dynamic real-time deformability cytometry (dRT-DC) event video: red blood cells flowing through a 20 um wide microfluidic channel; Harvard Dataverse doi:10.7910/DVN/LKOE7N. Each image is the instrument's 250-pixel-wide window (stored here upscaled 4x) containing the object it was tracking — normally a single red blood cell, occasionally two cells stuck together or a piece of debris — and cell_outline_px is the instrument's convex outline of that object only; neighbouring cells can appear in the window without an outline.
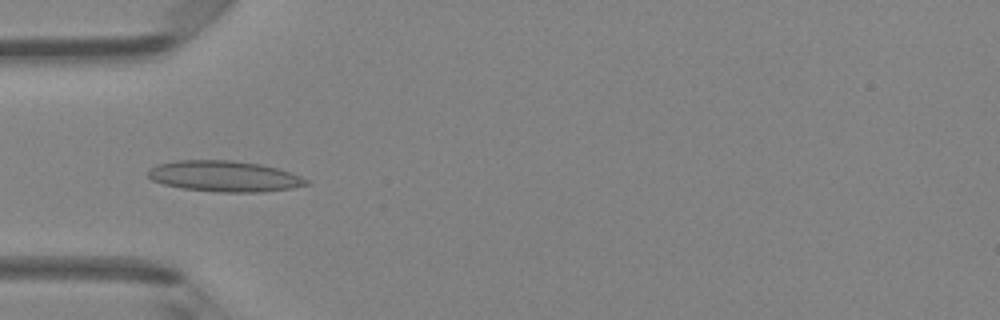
{"species": "Egyptian fruit bat (a non-hibernating species)", "species_latin": "Rousettus aegyptiacus", "temperature_condition": "room temperature", "stored_images_in_passage": 47, "camera_frame_rate_fps": 3000, "um_per_image_px": 0.085, "animal": {"sex": "female"}, "frame": {"image": 1, "passage_image": 15, "time_ms": 4.667, "image_size_px": [1000, 320], "cell_outline_px": [[312, 184], [292, 188], [264, 192], [220, 192], [184, 188], [164, 184], [152, 180], [148, 176], [148, 168], [156, 164], [176, 160], [232, 160], [260, 164], [276, 168], [300, 176], [308, 180]], "centroid_in_image_um": [19.07, 14.98], "position_along_channel_um": 65.9, "area_um2": 28.5}}
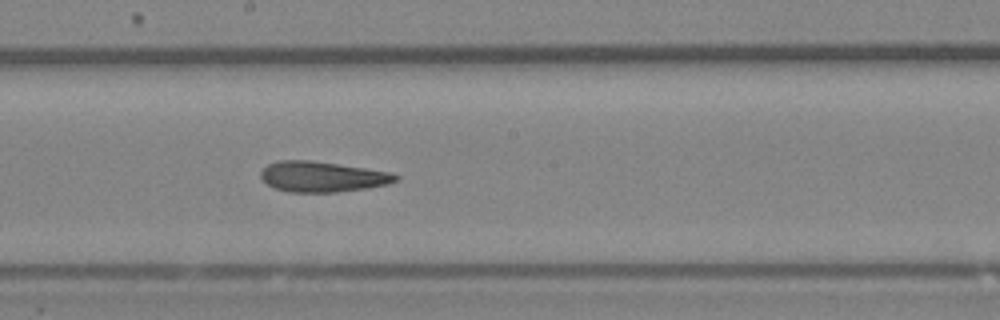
{"frame": {"image": 2, "passage_image": 26, "time_ms": 8.333, "image_size_px": [1000, 320], "cell_outline_px": [[400, 180], [388, 184], [364, 188], [336, 192], [288, 192], [276, 188], [268, 184], [260, 176], [260, 172], [268, 164], [280, 160], [308, 160], [392, 172], [400, 176]], "centroid_in_image_um": [27.42, 15.02], "position_along_channel_um": 220.8, "area_um2": 23.76}}
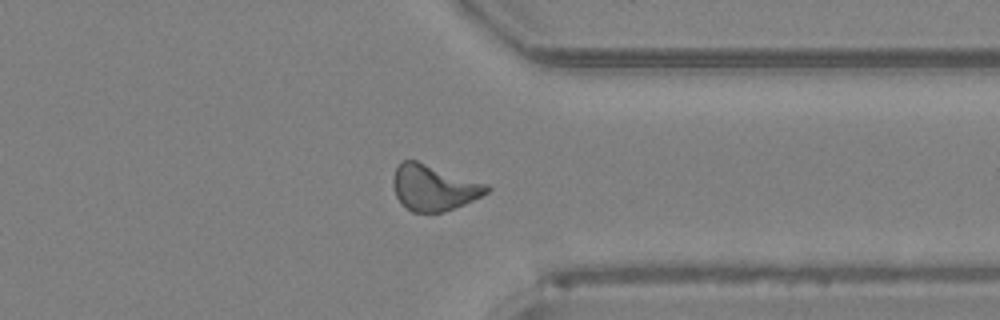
{"frame": {"image": 3, "passage_image": 37, "time_ms": 12.0, "image_size_px": [1000, 320], "cell_outline_px": [[492, 188], [488, 192], [464, 204], [440, 212], [412, 212], [396, 196], [392, 184], [392, 180], [396, 168], [404, 160], [416, 160], [488, 184]], "centroid_in_image_um": [36.87, 15.93], "position_along_channel_um": 374.5, "area_um2": 24.62}, "authors_computed_cell_mechanics": {"area_um2": 24.565, "velocity_mm_per_s": 4.2491, "shape_relaxation_time_tau1_ms": null, "shape_relaxation_time_tau2_ms": 3.7804, "deformation_change_tau1": null, "deformation_change_tau2": 0.1206}}